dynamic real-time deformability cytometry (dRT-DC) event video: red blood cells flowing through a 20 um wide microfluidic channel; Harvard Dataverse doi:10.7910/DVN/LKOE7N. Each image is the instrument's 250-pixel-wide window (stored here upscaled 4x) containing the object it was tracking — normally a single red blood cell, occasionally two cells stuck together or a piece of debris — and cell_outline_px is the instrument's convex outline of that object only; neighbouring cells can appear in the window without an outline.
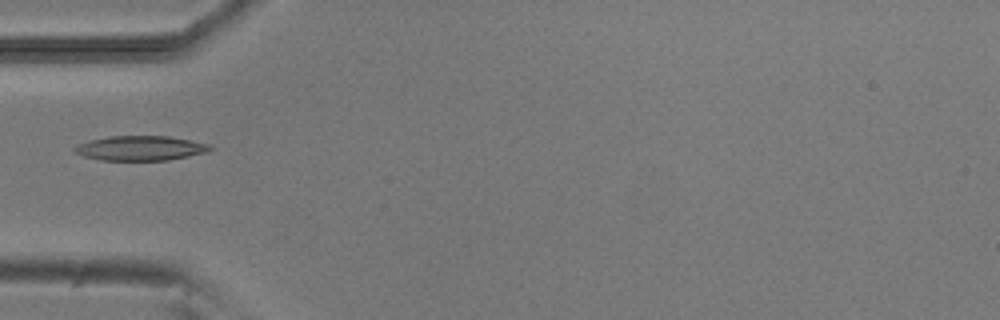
{"species": "common noctule bat (a hibernating species)", "species_latin": "Nyctalus noctula", "temperature_condition": "room temperature", "stored_images_in_passage": 34, "camera_frame_rate_fps": 3000, "um_per_image_px": 0.085, "animal": {"sex": "male", "body_mass_g": 20.5, "forearm_length_mm": 52.5}, "frame": {"image": 1, "passage_image": 1, "time_ms": 0.0, "image_size_px": [1000, 320], "cell_outline_px": [[216, 148], [208, 152], [168, 160], [100, 160], [84, 156], [76, 152], [72, 148], [88, 140], [108, 136], [168, 136], [212, 144]], "centroid_in_image_um": [12.0, 12.59], "position_along_channel_um": 73.0, "area_um2": 19.59}}
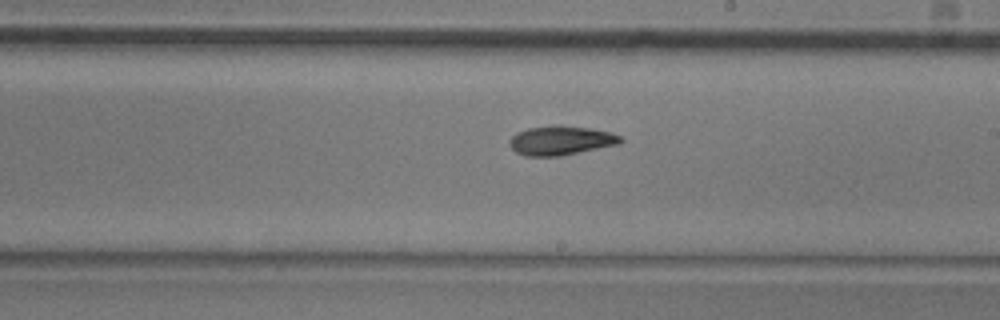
{"frame": {"image": 2, "passage_image": 14, "time_ms": 4.333, "image_size_px": [1000, 320], "cell_outline_px": [[624, 140], [620, 144], [560, 156], [524, 156], [516, 152], [508, 144], [508, 140], [516, 132], [528, 128], [556, 124], [588, 128], [608, 132], [620, 136]], "centroid_in_image_um": [47.63, 11.94], "position_along_channel_um": 241.4, "area_um2": 19.02}}
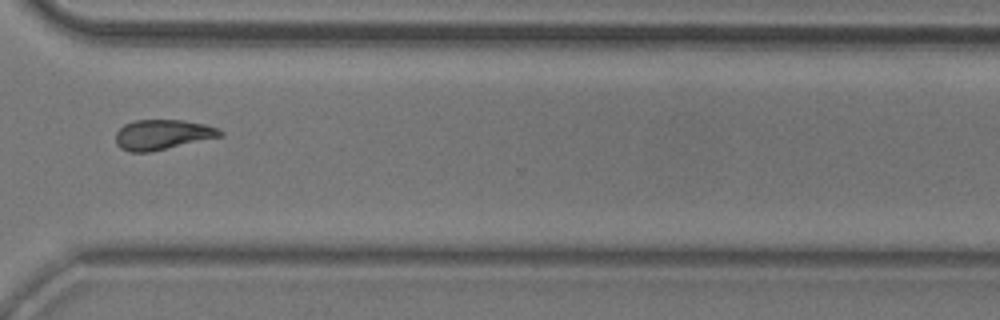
{"frame": {"image": 3, "passage_image": 23, "time_ms": 7.333, "image_size_px": [1000, 320], "cell_outline_px": [[224, 136], [148, 152], [128, 152], [120, 148], [116, 144], [116, 132], [124, 124], [132, 120], [184, 120], [204, 124], [216, 128], [224, 132]], "centroid_in_image_um": [13.8, 11.44], "position_along_channel_um": 356.8, "area_um2": 18.32}}